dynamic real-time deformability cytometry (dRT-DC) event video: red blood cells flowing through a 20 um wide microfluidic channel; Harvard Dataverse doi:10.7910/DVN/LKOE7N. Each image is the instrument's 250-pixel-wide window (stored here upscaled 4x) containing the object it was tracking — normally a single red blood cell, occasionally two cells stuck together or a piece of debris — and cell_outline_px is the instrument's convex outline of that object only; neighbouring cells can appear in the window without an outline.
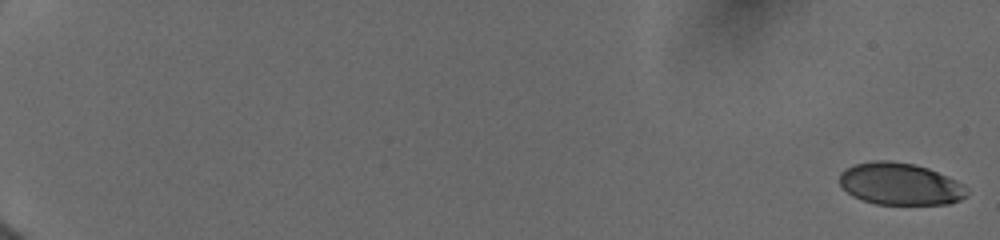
{"species": "human", "species_latin": "Homo sapiens", "temperature_condition": "cold", "stored_images_in_passage": 27, "camera_frame_rate_fps": 3000, "um_per_image_px": 0.085, "donor": {"sex": "female"}, "frame": {"image": 1, "passage_image": 1, "time_ms": 0.0, "image_size_px": [1000, 240], "cell_outline_px": [[968, 196], [960, 200], [948, 204], [876, 204], [852, 196], [840, 184], [840, 172], [844, 168], [856, 164], [872, 160], [888, 160], [916, 164], [928, 168], [956, 180], [964, 184], [968, 192]], "centroid_in_image_um": [76.52, 15.63], "position_along_channel_um": 8.5, "area_um2": 31.39}}
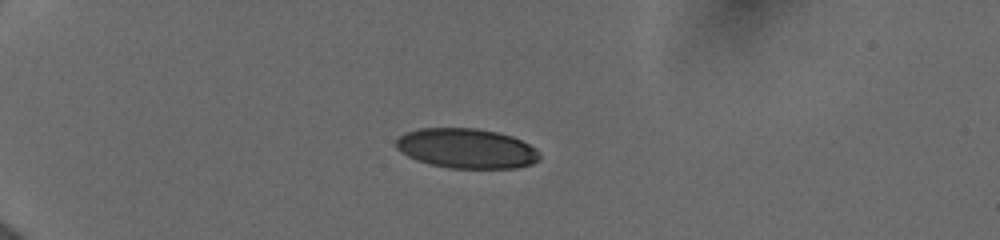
{"frame": {"image": 2, "passage_image": 20, "time_ms": 5.333, "image_size_px": [1000, 240], "cell_outline_px": [[540, 160], [532, 164], [516, 168], [448, 168], [428, 164], [416, 160], [400, 152], [396, 148], [396, 140], [404, 132], [420, 128], [476, 128], [496, 132], [512, 136], [536, 148], [540, 152]], "centroid_in_image_um": [39.64, 12.62], "position_along_channel_um": 45.4, "area_um2": 33.58}}
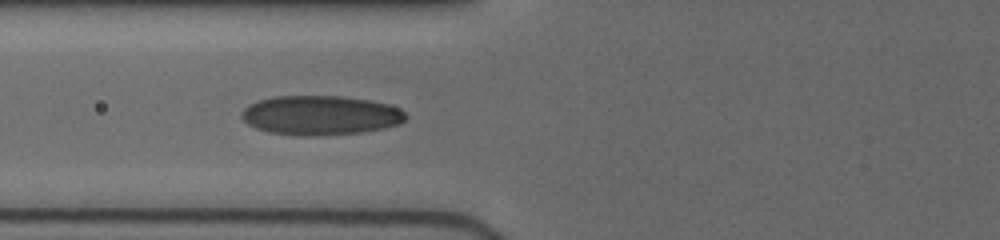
{"frame": {"image": 3, "passage_image": 27, "time_ms": 8.0, "image_size_px": [1000, 240], "cell_outline_px": [[408, 116], [400, 124], [384, 128], [360, 132], [308, 136], [304, 136], [268, 132], [256, 128], [248, 124], [240, 116], [240, 112], [248, 104], [260, 100], [276, 96], [340, 96], [368, 100], [388, 104], [400, 108]], "centroid_in_image_um": [27.23, 9.79], "position_along_channel_um": 98.6, "area_um2": 37.63}}